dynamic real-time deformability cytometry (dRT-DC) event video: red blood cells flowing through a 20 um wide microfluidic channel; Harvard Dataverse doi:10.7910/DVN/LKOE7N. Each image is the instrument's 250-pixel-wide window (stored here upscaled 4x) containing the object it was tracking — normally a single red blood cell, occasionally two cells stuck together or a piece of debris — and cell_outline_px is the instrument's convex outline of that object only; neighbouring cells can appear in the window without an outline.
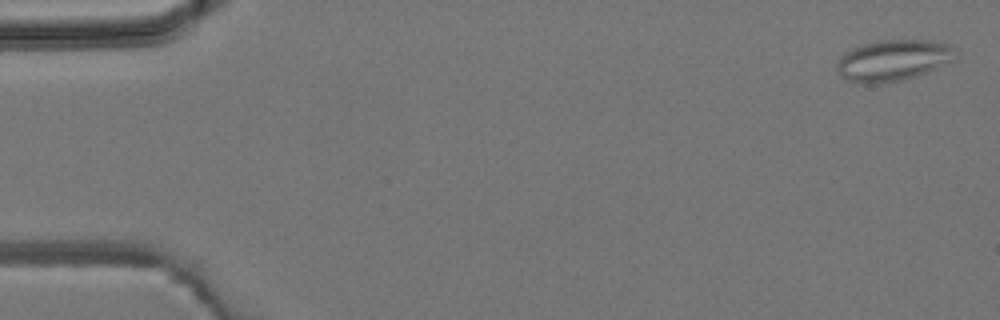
{"species": "common noctule bat (a hibernating species)", "species_latin": "Nyctalus noctula", "temperature_condition": "room temperature", "stored_images_in_passage": 4, "camera_frame_rate_fps": 3000, "um_per_image_px": 0.085, "animal": {"sex": "male", "body_mass_g": 19.2, "forearm_length_mm": 51.8}, "frame": {"image": 1, "passage_image": 4, "time_ms": 4.333, "image_size_px": [1000, 320], "cell_outline_px": [[956, 60], [928, 72], [916, 76], [900, 80], [872, 84], [864, 84], [848, 80], [840, 76], [836, 68], [836, 64], [840, 56], [844, 52], [860, 44], [876, 40], [932, 40], [948, 44], [952, 48], [956, 56]], "centroid_in_image_um": [75.89, 5.12], "position_along_channel_um": 9.1, "area_um2": 28.73}}